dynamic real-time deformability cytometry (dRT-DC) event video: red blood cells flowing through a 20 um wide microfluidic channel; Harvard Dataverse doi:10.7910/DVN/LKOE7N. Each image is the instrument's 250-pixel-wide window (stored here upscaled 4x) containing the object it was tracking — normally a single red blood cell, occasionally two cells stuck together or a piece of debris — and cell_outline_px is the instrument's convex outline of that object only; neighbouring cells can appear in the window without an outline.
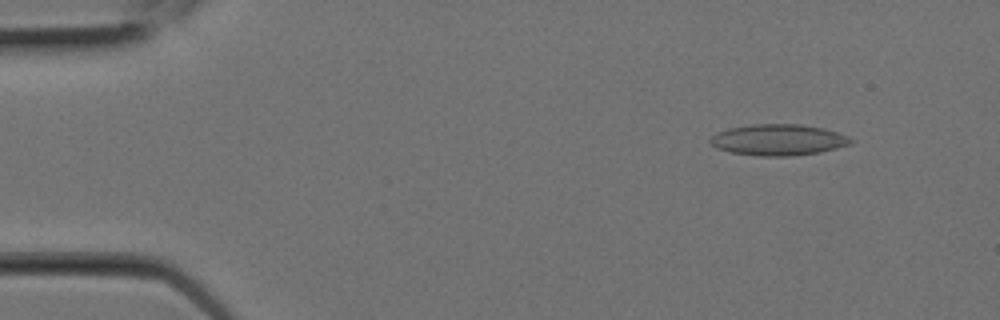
{"species": "Egyptian fruit bat (a non-hibernating species)", "species_latin": "Rousettus aegyptiacus", "temperature_condition": "room temperature", "stored_images_in_passage": 8, "camera_frame_rate_fps": 3000, "um_per_image_px": 0.085, "animal": {"sex": "female"}, "frame": {"image": 1, "passage_image": 2, "time_ms": 0.333, "image_size_px": [1000, 320], "cell_outline_px": [[856, 140], [848, 144], [836, 148], [820, 152], [788, 156], [756, 156], [728, 152], [716, 148], [708, 140], [716, 132], [728, 128], [752, 124], [800, 124], [824, 128], [848, 136]], "centroid_in_image_um": [66.12, 11.88], "position_along_channel_um": 18.9, "area_um2": 25.66}}
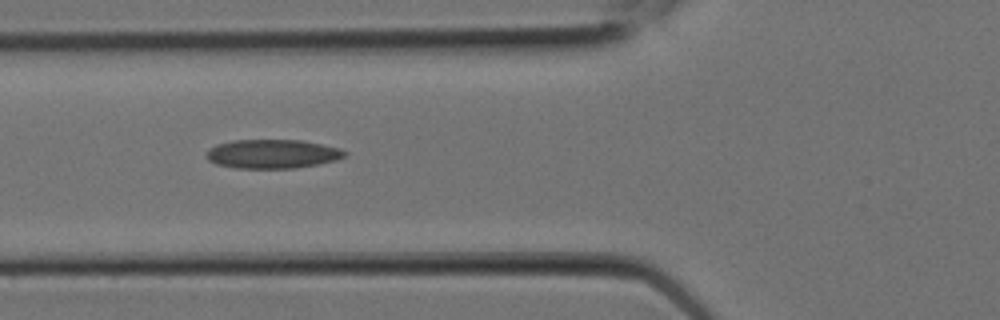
{"frame": {"image": 2, "passage_image": 7, "time_ms": 2.0, "image_size_px": [1000, 320], "cell_outline_px": [[348, 156], [336, 160], [296, 168], [236, 168], [216, 164], [208, 160], [204, 156], [208, 148], [216, 144], [232, 140], [300, 140], [340, 148], [348, 152]], "centroid_in_image_um": [23.13, 13.08], "position_along_channel_um": 102.7, "area_um2": 23.52}}
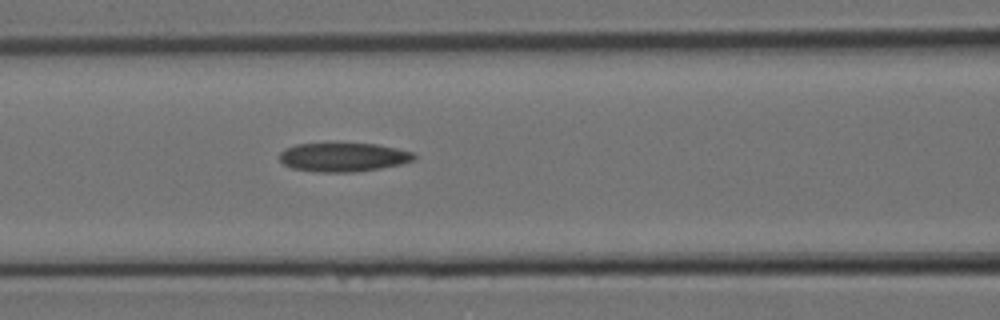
{"frame": {"image": 3, "passage_image": 8, "time_ms": 2.333, "image_size_px": [1000, 320], "cell_outline_px": [[416, 156], [412, 160], [400, 164], [380, 168], [352, 172], [316, 172], [292, 168], [284, 164], [280, 160], [280, 152], [284, 148], [296, 144], [376, 144], [396, 148], [412, 152]], "centroid_in_image_um": [29.14, 13.36], "position_along_channel_um": 137.5, "area_um2": 22.37}}